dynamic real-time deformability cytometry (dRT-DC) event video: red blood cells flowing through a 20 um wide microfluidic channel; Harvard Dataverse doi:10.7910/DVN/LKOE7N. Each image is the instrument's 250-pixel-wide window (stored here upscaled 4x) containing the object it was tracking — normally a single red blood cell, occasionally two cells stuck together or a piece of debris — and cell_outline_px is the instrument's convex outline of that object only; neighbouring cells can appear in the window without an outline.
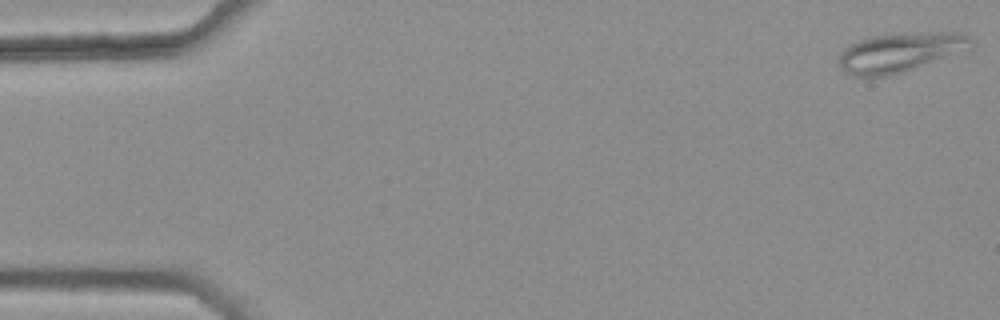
{"species": "common noctule bat (a hibernating species)", "species_latin": "Nyctalus noctula", "temperature_condition": "warm", "stored_images_in_passage": 5, "camera_frame_rate_fps": 3000, "um_per_image_px": 0.085, "animal": {"sex": "female", "body_mass_g": 25.1}, "frame": {"image": 1, "passage_image": 1, "time_ms": 0.0, "image_size_px": [1000, 320], "cell_outline_px": [[976, 44], [968, 52], [904, 72], [888, 76], [852, 76], [844, 72], [840, 68], [836, 56], [848, 44], [868, 36], [928, 32], [960, 32], [968, 36]], "centroid_in_image_um": [76.56, 4.45], "position_along_channel_um": 8.4, "area_um2": 31.33}}